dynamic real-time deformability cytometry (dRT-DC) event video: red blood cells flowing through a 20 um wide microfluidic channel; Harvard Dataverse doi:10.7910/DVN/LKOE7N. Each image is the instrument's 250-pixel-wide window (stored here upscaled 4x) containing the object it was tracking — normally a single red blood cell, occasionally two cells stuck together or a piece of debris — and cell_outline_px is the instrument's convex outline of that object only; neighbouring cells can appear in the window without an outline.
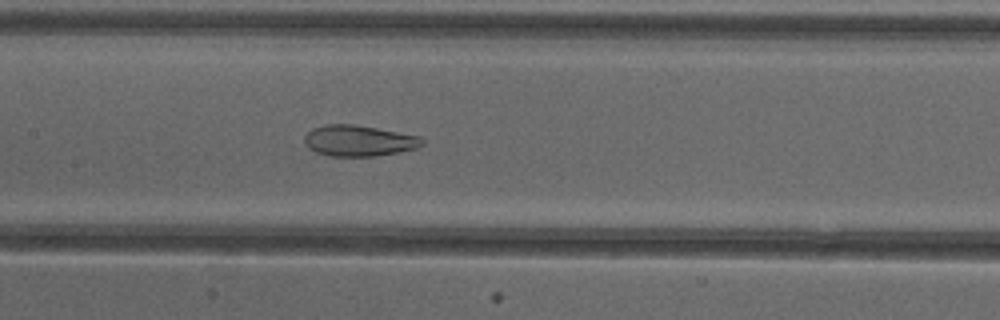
{"species": "common noctule bat (a hibernating species)", "species_latin": "Nyctalus noctula", "temperature_condition": "cold", "stored_images_in_passage": 51, "camera_frame_rate_fps": 3000, "um_per_image_px": 0.085, "animal": {"sex": "female"}, "frame": {"image": 1, "passage_image": 25, "time_ms": 8.0, "image_size_px": [1000, 320], "cell_outline_px": [[424, 144], [416, 148], [396, 152], [372, 156], [332, 156], [316, 152], [308, 148], [304, 140], [304, 136], [312, 128], [324, 124], [352, 124], [376, 128], [420, 136], [424, 140]], "centroid_in_image_um": [30.47, 11.95], "position_along_channel_um": 176.9, "area_um2": 21.1}}
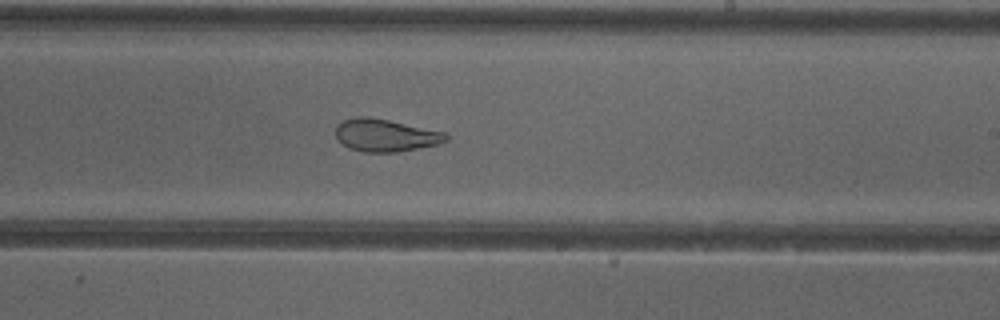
{"frame": {"image": 2, "passage_image": 31, "time_ms": 10.0, "image_size_px": [1000, 320], "cell_outline_px": [[448, 140], [440, 144], [396, 152], [364, 152], [348, 148], [336, 136], [336, 124], [344, 120], [356, 116], [368, 116], [388, 120], [444, 132], [448, 136]], "centroid_in_image_um": [32.76, 11.5], "position_along_channel_um": 256.2, "area_um2": 20.81}}
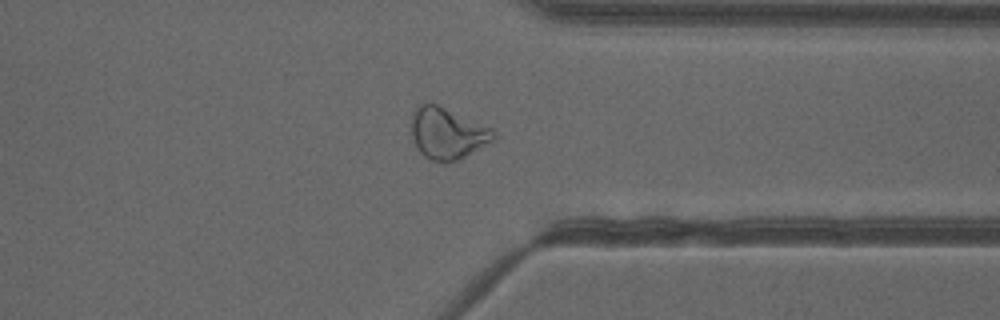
{"frame": {"image": 3, "passage_image": 40, "time_ms": 13.0, "image_size_px": [1000, 320], "cell_outline_px": [[496, 140], [460, 160], [452, 164], [444, 164], [428, 160], [420, 152], [412, 140], [412, 116], [416, 108], [420, 104], [436, 104], [492, 128], [496, 132]], "centroid_in_image_um": [38.06, 11.41], "position_along_channel_um": 373.3, "area_um2": 25.03}, "authors_computed_cell_mechanics": {"area_um2": 26.877, "velocity_mm_per_s": 3.9983, "shape_relaxation_time_tau1_ms": null, "shape_relaxation_time_tau2_ms": 2.0826, "deformation_change_tau1": null, "deformation_change_tau2": 0.0959}}